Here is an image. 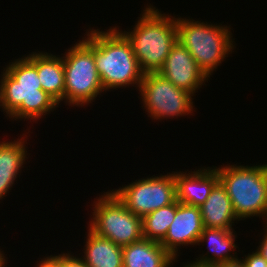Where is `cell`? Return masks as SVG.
<instances>
[{"mask_svg":"<svg viewBox=\"0 0 267 267\" xmlns=\"http://www.w3.org/2000/svg\"><path fill=\"white\" fill-rule=\"evenodd\" d=\"M0 77V109L11 121L37 123L60 106L42 89L37 68L25 55L5 65Z\"/></svg>","mask_w":267,"mask_h":267,"instance_id":"obj_1","label":"cell"},{"mask_svg":"<svg viewBox=\"0 0 267 267\" xmlns=\"http://www.w3.org/2000/svg\"><path fill=\"white\" fill-rule=\"evenodd\" d=\"M156 8L153 4H147L141 10L133 28L127 31L119 29L130 41L138 65L144 74L159 72L172 46L178 41L177 17L162 13Z\"/></svg>","mask_w":267,"mask_h":267,"instance_id":"obj_2","label":"cell"},{"mask_svg":"<svg viewBox=\"0 0 267 267\" xmlns=\"http://www.w3.org/2000/svg\"><path fill=\"white\" fill-rule=\"evenodd\" d=\"M110 28V29H109ZM93 29V53L104 91L141 84V71L130 41L118 26Z\"/></svg>","mask_w":267,"mask_h":267,"instance_id":"obj_3","label":"cell"},{"mask_svg":"<svg viewBox=\"0 0 267 267\" xmlns=\"http://www.w3.org/2000/svg\"><path fill=\"white\" fill-rule=\"evenodd\" d=\"M239 221L254 216L267 224V164L214 166ZM265 222V223H264Z\"/></svg>","mask_w":267,"mask_h":267,"instance_id":"obj_4","label":"cell"},{"mask_svg":"<svg viewBox=\"0 0 267 267\" xmlns=\"http://www.w3.org/2000/svg\"><path fill=\"white\" fill-rule=\"evenodd\" d=\"M188 18L177 17V39L210 78L236 48L232 28Z\"/></svg>","mask_w":267,"mask_h":267,"instance_id":"obj_5","label":"cell"},{"mask_svg":"<svg viewBox=\"0 0 267 267\" xmlns=\"http://www.w3.org/2000/svg\"><path fill=\"white\" fill-rule=\"evenodd\" d=\"M61 54L65 73V105L83 107L103 96L93 53V28ZM100 95V96H98Z\"/></svg>","mask_w":267,"mask_h":267,"instance_id":"obj_6","label":"cell"},{"mask_svg":"<svg viewBox=\"0 0 267 267\" xmlns=\"http://www.w3.org/2000/svg\"><path fill=\"white\" fill-rule=\"evenodd\" d=\"M93 201L87 229L122 247L144 238L142 218L128 210L111 190Z\"/></svg>","mask_w":267,"mask_h":267,"instance_id":"obj_7","label":"cell"},{"mask_svg":"<svg viewBox=\"0 0 267 267\" xmlns=\"http://www.w3.org/2000/svg\"><path fill=\"white\" fill-rule=\"evenodd\" d=\"M138 91L143 110L154 122L172 120L175 117L178 119L190 114L193 116V112H196L192 98L195 96L174 86L158 72L143 74Z\"/></svg>","mask_w":267,"mask_h":267,"instance_id":"obj_8","label":"cell"},{"mask_svg":"<svg viewBox=\"0 0 267 267\" xmlns=\"http://www.w3.org/2000/svg\"><path fill=\"white\" fill-rule=\"evenodd\" d=\"M111 191L128 210L143 218L177 201L175 172L136 179Z\"/></svg>","mask_w":267,"mask_h":267,"instance_id":"obj_9","label":"cell"},{"mask_svg":"<svg viewBox=\"0 0 267 267\" xmlns=\"http://www.w3.org/2000/svg\"><path fill=\"white\" fill-rule=\"evenodd\" d=\"M162 76L174 86L184 89L194 96L210 79L198 66L192 55L177 41L167 56L163 67L159 70Z\"/></svg>","mask_w":267,"mask_h":267,"instance_id":"obj_10","label":"cell"},{"mask_svg":"<svg viewBox=\"0 0 267 267\" xmlns=\"http://www.w3.org/2000/svg\"><path fill=\"white\" fill-rule=\"evenodd\" d=\"M204 229L199 206H190L177 201L175 217L165 238L160 244L177 260L181 247L197 246ZM179 251V252H178Z\"/></svg>","mask_w":267,"mask_h":267,"instance_id":"obj_11","label":"cell"},{"mask_svg":"<svg viewBox=\"0 0 267 267\" xmlns=\"http://www.w3.org/2000/svg\"><path fill=\"white\" fill-rule=\"evenodd\" d=\"M188 172V173H187ZM177 201L190 206H201L219 182L218 171L201 167L194 171H175Z\"/></svg>","mask_w":267,"mask_h":267,"instance_id":"obj_12","label":"cell"},{"mask_svg":"<svg viewBox=\"0 0 267 267\" xmlns=\"http://www.w3.org/2000/svg\"><path fill=\"white\" fill-rule=\"evenodd\" d=\"M28 130L14 141L5 139L0 141V200L2 201L11 192L9 190L15 185L14 182L20 177L22 168H25L23 165L29 158L30 153H27L28 147L26 146L27 139H29L26 134H29L30 129Z\"/></svg>","mask_w":267,"mask_h":267,"instance_id":"obj_13","label":"cell"},{"mask_svg":"<svg viewBox=\"0 0 267 267\" xmlns=\"http://www.w3.org/2000/svg\"><path fill=\"white\" fill-rule=\"evenodd\" d=\"M37 68L42 89L58 104L65 103V73L62 56L44 51L25 55Z\"/></svg>","mask_w":267,"mask_h":267,"instance_id":"obj_14","label":"cell"},{"mask_svg":"<svg viewBox=\"0 0 267 267\" xmlns=\"http://www.w3.org/2000/svg\"><path fill=\"white\" fill-rule=\"evenodd\" d=\"M236 237L238 236L235 230L204 227L198 241V246L201 244L204 246V242L207 243L208 252L206 251V253L198 255L199 257L195 258L196 260L190 262L200 266L214 267L230 258H234L237 256L235 250L239 249L235 244V241H237Z\"/></svg>","mask_w":267,"mask_h":267,"instance_id":"obj_15","label":"cell"},{"mask_svg":"<svg viewBox=\"0 0 267 267\" xmlns=\"http://www.w3.org/2000/svg\"><path fill=\"white\" fill-rule=\"evenodd\" d=\"M122 256L123 267H173L178 262L159 242L145 238L123 246Z\"/></svg>","mask_w":267,"mask_h":267,"instance_id":"obj_16","label":"cell"},{"mask_svg":"<svg viewBox=\"0 0 267 267\" xmlns=\"http://www.w3.org/2000/svg\"><path fill=\"white\" fill-rule=\"evenodd\" d=\"M199 207L204 227L234 230V222L239 221L226 189L220 182L214 186L207 200Z\"/></svg>","mask_w":267,"mask_h":267,"instance_id":"obj_17","label":"cell"},{"mask_svg":"<svg viewBox=\"0 0 267 267\" xmlns=\"http://www.w3.org/2000/svg\"><path fill=\"white\" fill-rule=\"evenodd\" d=\"M86 235V244L82 250L84 254L78 256L86 267H123L122 246L90 229Z\"/></svg>","mask_w":267,"mask_h":267,"instance_id":"obj_18","label":"cell"},{"mask_svg":"<svg viewBox=\"0 0 267 267\" xmlns=\"http://www.w3.org/2000/svg\"><path fill=\"white\" fill-rule=\"evenodd\" d=\"M176 209L177 201L145 215L142 218L143 237L160 243L168 232Z\"/></svg>","mask_w":267,"mask_h":267,"instance_id":"obj_19","label":"cell"},{"mask_svg":"<svg viewBox=\"0 0 267 267\" xmlns=\"http://www.w3.org/2000/svg\"><path fill=\"white\" fill-rule=\"evenodd\" d=\"M42 259L49 267H86V265L83 263V261L75 254H72V252H61V254L58 253V255H47L44 256Z\"/></svg>","mask_w":267,"mask_h":267,"instance_id":"obj_20","label":"cell"},{"mask_svg":"<svg viewBox=\"0 0 267 267\" xmlns=\"http://www.w3.org/2000/svg\"><path fill=\"white\" fill-rule=\"evenodd\" d=\"M243 267H267L266 260L255 250L243 256Z\"/></svg>","mask_w":267,"mask_h":267,"instance_id":"obj_21","label":"cell"},{"mask_svg":"<svg viewBox=\"0 0 267 267\" xmlns=\"http://www.w3.org/2000/svg\"><path fill=\"white\" fill-rule=\"evenodd\" d=\"M263 228V232H261L260 235H262V240L259 241V246L256 247V250L261 254V256L266 260L267 262V224H265Z\"/></svg>","mask_w":267,"mask_h":267,"instance_id":"obj_22","label":"cell"},{"mask_svg":"<svg viewBox=\"0 0 267 267\" xmlns=\"http://www.w3.org/2000/svg\"><path fill=\"white\" fill-rule=\"evenodd\" d=\"M214 267H243V258L240 256V259L237 256L234 258H230L226 260L225 262L218 264Z\"/></svg>","mask_w":267,"mask_h":267,"instance_id":"obj_23","label":"cell"},{"mask_svg":"<svg viewBox=\"0 0 267 267\" xmlns=\"http://www.w3.org/2000/svg\"><path fill=\"white\" fill-rule=\"evenodd\" d=\"M2 249H0V267H4L6 266L5 264H7V257H5V252Z\"/></svg>","mask_w":267,"mask_h":267,"instance_id":"obj_24","label":"cell"},{"mask_svg":"<svg viewBox=\"0 0 267 267\" xmlns=\"http://www.w3.org/2000/svg\"><path fill=\"white\" fill-rule=\"evenodd\" d=\"M182 264H183V267H212V266H200L189 261H187L186 264L184 262Z\"/></svg>","mask_w":267,"mask_h":267,"instance_id":"obj_25","label":"cell"},{"mask_svg":"<svg viewBox=\"0 0 267 267\" xmlns=\"http://www.w3.org/2000/svg\"><path fill=\"white\" fill-rule=\"evenodd\" d=\"M35 267H49L42 259L41 261H37V264Z\"/></svg>","mask_w":267,"mask_h":267,"instance_id":"obj_26","label":"cell"}]
</instances>
